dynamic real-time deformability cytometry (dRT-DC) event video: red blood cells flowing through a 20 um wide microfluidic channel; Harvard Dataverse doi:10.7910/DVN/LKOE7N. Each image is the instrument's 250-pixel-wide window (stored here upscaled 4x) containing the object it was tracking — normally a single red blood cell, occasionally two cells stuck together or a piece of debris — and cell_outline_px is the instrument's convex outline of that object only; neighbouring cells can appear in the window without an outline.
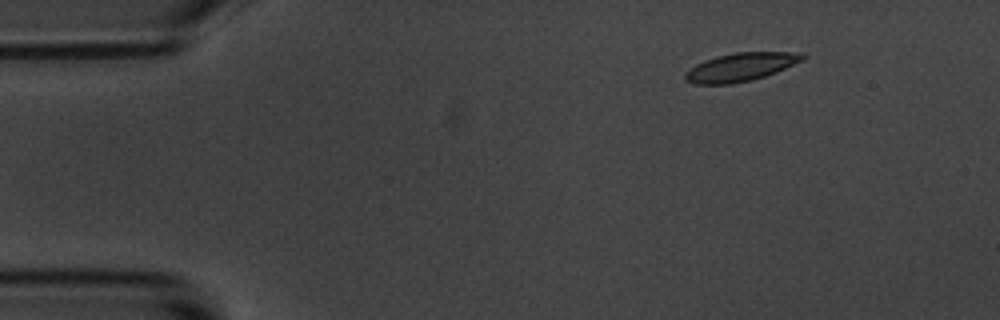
{"species": "common noctule bat (a hibernating species)", "species_latin": "Nyctalus noctula", "temperature_condition": "room temperature", "stored_images_in_passage": 49, "camera_frame_rate_fps": 3000, "um_per_image_px": 0.085, "animal": {"sex": "male", "body_mass_g": 20.1, "forearm_length_mm": 53.5}, "frame": {"image": 1, "passage_image": 1, "time_ms": 0.0, "image_size_px": [1000, 320], "cell_outline_px": [[808, 56], [804, 60], [776, 72], [752, 80], [732, 84], [696, 84], [684, 80], [684, 72], [696, 64], [704, 60], [716, 56], [736, 52], [804, 52]], "centroid_in_image_um": [62.97, 5.69], "position_along_channel_um": 22.0, "area_um2": 19.59}}
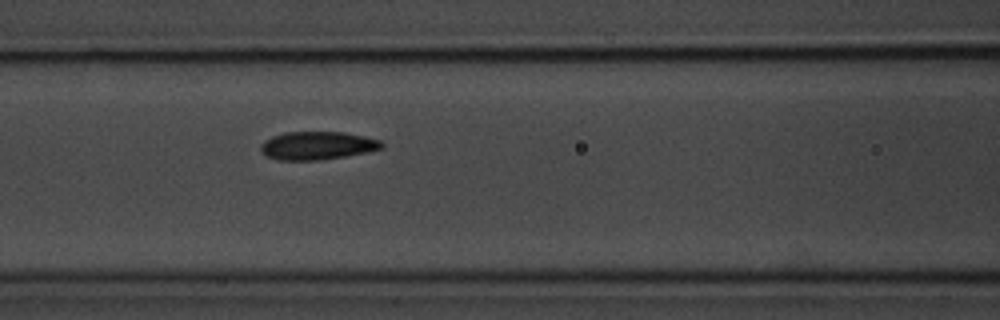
{"frame": {"image": 2, "passage_image": 17, "time_ms": 5.333, "image_size_px": [1000, 320], "cell_outline_px": [[384, 144], [380, 148], [368, 152], [320, 160], [280, 160], [268, 156], [260, 148], [260, 144], [264, 140], [272, 136], [284, 132], [344, 132], [364, 136], [380, 140]], "centroid_in_image_um": [26.96, 12.36], "position_along_channel_um": 139.6, "area_um2": 19.71}}
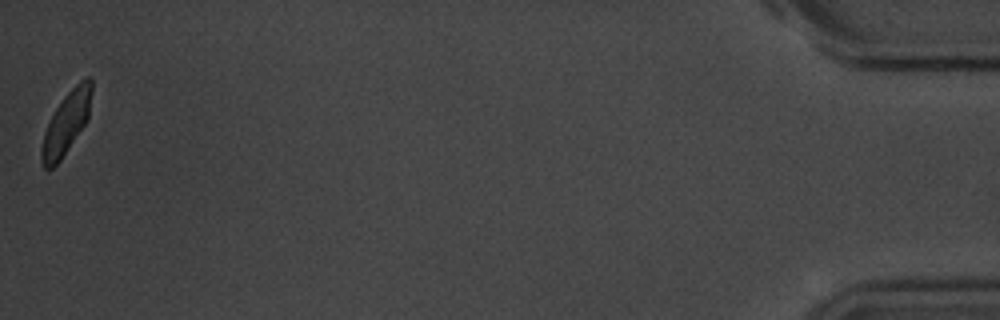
{"frame": {"image": 3, "passage_image": 49, "time_ms": 16.0, "image_size_px": [1000, 320], "cell_outline_px": [[92, 92], [88, 120], [60, 160], [52, 168], [44, 168], [40, 160], [40, 148], [44, 132], [56, 108], [64, 96], [80, 80], [88, 76], [92, 76]], "centroid_in_image_um": [5.64, 10.44], "position_along_channel_um": 429.6, "area_um2": 18.09}, "authors_computed_cell_mechanics": {"area_um2": 19.5364, "velocity_mm_per_s": 3.6148, "shape_relaxation_time_tau1_ms": 2.4074, "shape_relaxation_time_tau2_ms": 1.4901, "deformation_change_tau1": 0.1116, "deformation_change_tau2": 0.0566}}